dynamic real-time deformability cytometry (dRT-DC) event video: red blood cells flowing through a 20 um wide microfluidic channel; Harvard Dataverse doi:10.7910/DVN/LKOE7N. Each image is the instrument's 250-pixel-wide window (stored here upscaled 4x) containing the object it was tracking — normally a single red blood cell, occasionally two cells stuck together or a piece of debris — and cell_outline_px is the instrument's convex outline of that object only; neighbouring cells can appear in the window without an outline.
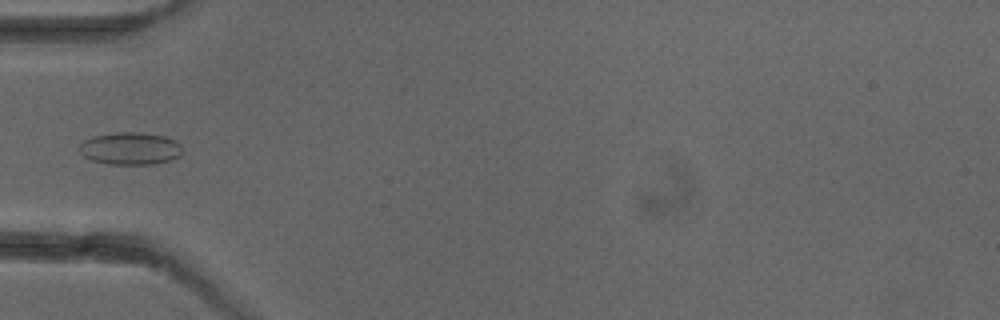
{"species": "common noctule bat (a hibernating species)", "species_latin": "Nyctalus noctula", "temperature_condition": "cold", "stored_images_in_passage": 8, "camera_frame_rate_fps": 3000, "um_per_image_px": 0.085, "animal": {"sex": "female"}, "frame": {"image": 1, "passage_image": 7, "time_ms": 8.0, "image_size_px": [1000, 320], "cell_outline_px": [[180, 156], [172, 160], [156, 164], [108, 164], [92, 160], [84, 156], [80, 152], [80, 144], [84, 140], [92, 136], [116, 132], [140, 132], [164, 136], [180, 144]], "centroid_in_image_um": [11.06, 12.62], "position_along_channel_um": 73.9, "area_um2": 19.42}}
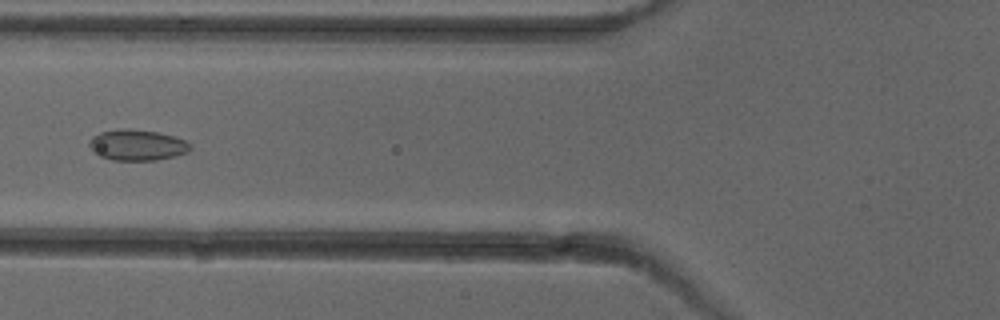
{"frame": {"image": 2, "passage_image": 8, "time_ms": 9.0, "image_size_px": [1000, 320], "cell_outline_px": [[192, 148], [188, 152], [156, 160], [112, 160], [100, 156], [92, 152], [88, 144], [92, 136], [100, 132], [124, 128], [128, 128], [156, 132], [172, 136], [184, 140], [192, 144]], "centroid_in_image_um": [11.63, 12.33], "position_along_channel_um": 114.2, "area_um2": 18.15}}